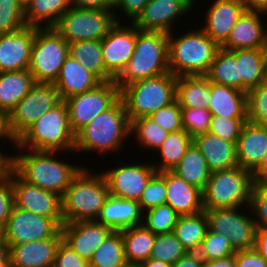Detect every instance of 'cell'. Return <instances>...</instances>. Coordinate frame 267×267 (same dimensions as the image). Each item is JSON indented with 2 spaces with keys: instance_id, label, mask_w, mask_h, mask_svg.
I'll list each match as a JSON object with an SVG mask.
<instances>
[{
  "instance_id": "7",
  "label": "cell",
  "mask_w": 267,
  "mask_h": 267,
  "mask_svg": "<svg viewBox=\"0 0 267 267\" xmlns=\"http://www.w3.org/2000/svg\"><path fill=\"white\" fill-rule=\"evenodd\" d=\"M177 77L171 72L145 78L120 89L127 115L131 120L149 116L176 99Z\"/></svg>"
},
{
  "instance_id": "61",
  "label": "cell",
  "mask_w": 267,
  "mask_h": 267,
  "mask_svg": "<svg viewBox=\"0 0 267 267\" xmlns=\"http://www.w3.org/2000/svg\"><path fill=\"white\" fill-rule=\"evenodd\" d=\"M246 11L267 13V0H241Z\"/></svg>"
},
{
  "instance_id": "65",
  "label": "cell",
  "mask_w": 267,
  "mask_h": 267,
  "mask_svg": "<svg viewBox=\"0 0 267 267\" xmlns=\"http://www.w3.org/2000/svg\"><path fill=\"white\" fill-rule=\"evenodd\" d=\"M137 267H172L171 264L149 258L147 261L141 262Z\"/></svg>"
},
{
  "instance_id": "59",
  "label": "cell",
  "mask_w": 267,
  "mask_h": 267,
  "mask_svg": "<svg viewBox=\"0 0 267 267\" xmlns=\"http://www.w3.org/2000/svg\"><path fill=\"white\" fill-rule=\"evenodd\" d=\"M254 249L267 262V229H256Z\"/></svg>"
},
{
  "instance_id": "17",
  "label": "cell",
  "mask_w": 267,
  "mask_h": 267,
  "mask_svg": "<svg viewBox=\"0 0 267 267\" xmlns=\"http://www.w3.org/2000/svg\"><path fill=\"white\" fill-rule=\"evenodd\" d=\"M136 44V26L117 22L101 40L105 70L116 79L130 61Z\"/></svg>"
},
{
  "instance_id": "34",
  "label": "cell",
  "mask_w": 267,
  "mask_h": 267,
  "mask_svg": "<svg viewBox=\"0 0 267 267\" xmlns=\"http://www.w3.org/2000/svg\"><path fill=\"white\" fill-rule=\"evenodd\" d=\"M172 172L202 192L212 173L205 157L193 142L187 148L179 164L172 169Z\"/></svg>"
},
{
  "instance_id": "18",
  "label": "cell",
  "mask_w": 267,
  "mask_h": 267,
  "mask_svg": "<svg viewBox=\"0 0 267 267\" xmlns=\"http://www.w3.org/2000/svg\"><path fill=\"white\" fill-rule=\"evenodd\" d=\"M15 206L51 219H63L61 196L29 184L12 169Z\"/></svg>"
},
{
  "instance_id": "51",
  "label": "cell",
  "mask_w": 267,
  "mask_h": 267,
  "mask_svg": "<svg viewBox=\"0 0 267 267\" xmlns=\"http://www.w3.org/2000/svg\"><path fill=\"white\" fill-rule=\"evenodd\" d=\"M249 208L256 229H267V189L261 183L252 187Z\"/></svg>"
},
{
  "instance_id": "35",
  "label": "cell",
  "mask_w": 267,
  "mask_h": 267,
  "mask_svg": "<svg viewBox=\"0 0 267 267\" xmlns=\"http://www.w3.org/2000/svg\"><path fill=\"white\" fill-rule=\"evenodd\" d=\"M71 7L70 0H27L24 16L27 25L53 27Z\"/></svg>"
},
{
  "instance_id": "41",
  "label": "cell",
  "mask_w": 267,
  "mask_h": 267,
  "mask_svg": "<svg viewBox=\"0 0 267 267\" xmlns=\"http://www.w3.org/2000/svg\"><path fill=\"white\" fill-rule=\"evenodd\" d=\"M169 132L155 123L148 116L139 117L131 120L130 135L136 139V144L141 146V151L145 153L149 149L155 152V150L163 143ZM147 149V150H146Z\"/></svg>"
},
{
  "instance_id": "24",
  "label": "cell",
  "mask_w": 267,
  "mask_h": 267,
  "mask_svg": "<svg viewBox=\"0 0 267 267\" xmlns=\"http://www.w3.org/2000/svg\"><path fill=\"white\" fill-rule=\"evenodd\" d=\"M166 204L179 215H194L204 210L202 191L172 171H164Z\"/></svg>"
},
{
  "instance_id": "42",
  "label": "cell",
  "mask_w": 267,
  "mask_h": 267,
  "mask_svg": "<svg viewBox=\"0 0 267 267\" xmlns=\"http://www.w3.org/2000/svg\"><path fill=\"white\" fill-rule=\"evenodd\" d=\"M180 215L168 204L145 210L143 212V225L153 234L172 233Z\"/></svg>"
},
{
  "instance_id": "37",
  "label": "cell",
  "mask_w": 267,
  "mask_h": 267,
  "mask_svg": "<svg viewBox=\"0 0 267 267\" xmlns=\"http://www.w3.org/2000/svg\"><path fill=\"white\" fill-rule=\"evenodd\" d=\"M191 143L192 137L185 130L170 132L163 143L155 150L161 157L156 156L160 162L155 161L156 158L153 159L154 162H150L157 172L172 171L179 164Z\"/></svg>"
},
{
  "instance_id": "44",
  "label": "cell",
  "mask_w": 267,
  "mask_h": 267,
  "mask_svg": "<svg viewBox=\"0 0 267 267\" xmlns=\"http://www.w3.org/2000/svg\"><path fill=\"white\" fill-rule=\"evenodd\" d=\"M187 251L173 233L156 235L150 258L173 265Z\"/></svg>"
},
{
  "instance_id": "9",
  "label": "cell",
  "mask_w": 267,
  "mask_h": 267,
  "mask_svg": "<svg viewBox=\"0 0 267 267\" xmlns=\"http://www.w3.org/2000/svg\"><path fill=\"white\" fill-rule=\"evenodd\" d=\"M69 56V43L54 27H38L28 71L35 82L54 83Z\"/></svg>"
},
{
  "instance_id": "6",
  "label": "cell",
  "mask_w": 267,
  "mask_h": 267,
  "mask_svg": "<svg viewBox=\"0 0 267 267\" xmlns=\"http://www.w3.org/2000/svg\"><path fill=\"white\" fill-rule=\"evenodd\" d=\"M20 148L73 153L75 134L69 126L68 108L62 100L46 111L18 139Z\"/></svg>"
},
{
  "instance_id": "8",
  "label": "cell",
  "mask_w": 267,
  "mask_h": 267,
  "mask_svg": "<svg viewBox=\"0 0 267 267\" xmlns=\"http://www.w3.org/2000/svg\"><path fill=\"white\" fill-rule=\"evenodd\" d=\"M254 184L252 172L240 166L212 172L202 192L203 208L249 206Z\"/></svg>"
},
{
  "instance_id": "47",
  "label": "cell",
  "mask_w": 267,
  "mask_h": 267,
  "mask_svg": "<svg viewBox=\"0 0 267 267\" xmlns=\"http://www.w3.org/2000/svg\"><path fill=\"white\" fill-rule=\"evenodd\" d=\"M138 203L143 212L166 203L164 171L156 172L151 177Z\"/></svg>"
},
{
  "instance_id": "20",
  "label": "cell",
  "mask_w": 267,
  "mask_h": 267,
  "mask_svg": "<svg viewBox=\"0 0 267 267\" xmlns=\"http://www.w3.org/2000/svg\"><path fill=\"white\" fill-rule=\"evenodd\" d=\"M61 231L63 241L87 261L113 232L111 228L96 220L65 223Z\"/></svg>"
},
{
  "instance_id": "49",
  "label": "cell",
  "mask_w": 267,
  "mask_h": 267,
  "mask_svg": "<svg viewBox=\"0 0 267 267\" xmlns=\"http://www.w3.org/2000/svg\"><path fill=\"white\" fill-rule=\"evenodd\" d=\"M182 127L192 138L208 132L211 122V112L207 108H181Z\"/></svg>"
},
{
  "instance_id": "1",
  "label": "cell",
  "mask_w": 267,
  "mask_h": 267,
  "mask_svg": "<svg viewBox=\"0 0 267 267\" xmlns=\"http://www.w3.org/2000/svg\"><path fill=\"white\" fill-rule=\"evenodd\" d=\"M19 154L11 156L10 167L26 182L63 196L72 180L84 168L59 158L60 151H36L15 147ZM59 154V155H57ZM73 163V164H72Z\"/></svg>"
},
{
  "instance_id": "16",
  "label": "cell",
  "mask_w": 267,
  "mask_h": 267,
  "mask_svg": "<svg viewBox=\"0 0 267 267\" xmlns=\"http://www.w3.org/2000/svg\"><path fill=\"white\" fill-rule=\"evenodd\" d=\"M197 0H150L133 22L140 31L171 33L178 19L189 15Z\"/></svg>"
},
{
  "instance_id": "55",
  "label": "cell",
  "mask_w": 267,
  "mask_h": 267,
  "mask_svg": "<svg viewBox=\"0 0 267 267\" xmlns=\"http://www.w3.org/2000/svg\"><path fill=\"white\" fill-rule=\"evenodd\" d=\"M235 262L237 267H267V262L254 248L236 251Z\"/></svg>"
},
{
  "instance_id": "63",
  "label": "cell",
  "mask_w": 267,
  "mask_h": 267,
  "mask_svg": "<svg viewBox=\"0 0 267 267\" xmlns=\"http://www.w3.org/2000/svg\"><path fill=\"white\" fill-rule=\"evenodd\" d=\"M11 153L6 155V151L0 149V178L7 174L11 165Z\"/></svg>"
},
{
  "instance_id": "60",
  "label": "cell",
  "mask_w": 267,
  "mask_h": 267,
  "mask_svg": "<svg viewBox=\"0 0 267 267\" xmlns=\"http://www.w3.org/2000/svg\"><path fill=\"white\" fill-rule=\"evenodd\" d=\"M255 183H261L267 178V151L263 155L260 164L252 171Z\"/></svg>"
},
{
  "instance_id": "30",
  "label": "cell",
  "mask_w": 267,
  "mask_h": 267,
  "mask_svg": "<svg viewBox=\"0 0 267 267\" xmlns=\"http://www.w3.org/2000/svg\"><path fill=\"white\" fill-rule=\"evenodd\" d=\"M241 91L247 93L267 77V48L236 50Z\"/></svg>"
},
{
  "instance_id": "14",
  "label": "cell",
  "mask_w": 267,
  "mask_h": 267,
  "mask_svg": "<svg viewBox=\"0 0 267 267\" xmlns=\"http://www.w3.org/2000/svg\"><path fill=\"white\" fill-rule=\"evenodd\" d=\"M64 224L63 219H51L14 206L3 230V241L9 245L43 240L55 236Z\"/></svg>"
},
{
  "instance_id": "2",
  "label": "cell",
  "mask_w": 267,
  "mask_h": 267,
  "mask_svg": "<svg viewBox=\"0 0 267 267\" xmlns=\"http://www.w3.org/2000/svg\"><path fill=\"white\" fill-rule=\"evenodd\" d=\"M130 130L131 121L123 101L119 99L75 134L73 152L93 154L95 151L99 155L105 153L106 157L110 153L118 155L125 149L126 139H131Z\"/></svg>"
},
{
  "instance_id": "36",
  "label": "cell",
  "mask_w": 267,
  "mask_h": 267,
  "mask_svg": "<svg viewBox=\"0 0 267 267\" xmlns=\"http://www.w3.org/2000/svg\"><path fill=\"white\" fill-rule=\"evenodd\" d=\"M208 229V219L203 210L194 215H180L172 233L187 252H198Z\"/></svg>"
},
{
  "instance_id": "53",
  "label": "cell",
  "mask_w": 267,
  "mask_h": 267,
  "mask_svg": "<svg viewBox=\"0 0 267 267\" xmlns=\"http://www.w3.org/2000/svg\"><path fill=\"white\" fill-rule=\"evenodd\" d=\"M149 1L150 0H116L113 11L116 21L123 22L122 17L125 16V20L128 17L129 23H133Z\"/></svg>"
},
{
  "instance_id": "57",
  "label": "cell",
  "mask_w": 267,
  "mask_h": 267,
  "mask_svg": "<svg viewBox=\"0 0 267 267\" xmlns=\"http://www.w3.org/2000/svg\"><path fill=\"white\" fill-rule=\"evenodd\" d=\"M8 139V140H7ZM0 140L4 142L7 140L10 145L14 147L17 146V139L12 134L9 126V114L3 110L0 109Z\"/></svg>"
},
{
  "instance_id": "48",
  "label": "cell",
  "mask_w": 267,
  "mask_h": 267,
  "mask_svg": "<svg viewBox=\"0 0 267 267\" xmlns=\"http://www.w3.org/2000/svg\"><path fill=\"white\" fill-rule=\"evenodd\" d=\"M247 118H229L223 116H211L208 132L223 140L237 144L243 125Z\"/></svg>"
},
{
  "instance_id": "54",
  "label": "cell",
  "mask_w": 267,
  "mask_h": 267,
  "mask_svg": "<svg viewBox=\"0 0 267 267\" xmlns=\"http://www.w3.org/2000/svg\"><path fill=\"white\" fill-rule=\"evenodd\" d=\"M53 267H89V261L62 241L57 249Z\"/></svg>"
},
{
  "instance_id": "40",
  "label": "cell",
  "mask_w": 267,
  "mask_h": 267,
  "mask_svg": "<svg viewBox=\"0 0 267 267\" xmlns=\"http://www.w3.org/2000/svg\"><path fill=\"white\" fill-rule=\"evenodd\" d=\"M89 267H130L125 259L121 231H113L96 249Z\"/></svg>"
},
{
  "instance_id": "12",
  "label": "cell",
  "mask_w": 267,
  "mask_h": 267,
  "mask_svg": "<svg viewBox=\"0 0 267 267\" xmlns=\"http://www.w3.org/2000/svg\"><path fill=\"white\" fill-rule=\"evenodd\" d=\"M120 99V88L115 80L102 82L96 88L65 99L69 126L76 134L101 112L108 110Z\"/></svg>"
},
{
  "instance_id": "5",
  "label": "cell",
  "mask_w": 267,
  "mask_h": 267,
  "mask_svg": "<svg viewBox=\"0 0 267 267\" xmlns=\"http://www.w3.org/2000/svg\"><path fill=\"white\" fill-rule=\"evenodd\" d=\"M169 71L168 34L140 31L136 27V44L133 55L125 69L115 79L121 89L145 78H151Z\"/></svg>"
},
{
  "instance_id": "33",
  "label": "cell",
  "mask_w": 267,
  "mask_h": 267,
  "mask_svg": "<svg viewBox=\"0 0 267 267\" xmlns=\"http://www.w3.org/2000/svg\"><path fill=\"white\" fill-rule=\"evenodd\" d=\"M121 234L125 259L130 267H137L150 258L156 235L143 224L121 230Z\"/></svg>"
},
{
  "instance_id": "67",
  "label": "cell",
  "mask_w": 267,
  "mask_h": 267,
  "mask_svg": "<svg viewBox=\"0 0 267 267\" xmlns=\"http://www.w3.org/2000/svg\"><path fill=\"white\" fill-rule=\"evenodd\" d=\"M2 241H3V230L0 227V242H2Z\"/></svg>"
},
{
  "instance_id": "69",
  "label": "cell",
  "mask_w": 267,
  "mask_h": 267,
  "mask_svg": "<svg viewBox=\"0 0 267 267\" xmlns=\"http://www.w3.org/2000/svg\"><path fill=\"white\" fill-rule=\"evenodd\" d=\"M19 1L22 2L23 4L27 2V0H19Z\"/></svg>"
},
{
  "instance_id": "23",
  "label": "cell",
  "mask_w": 267,
  "mask_h": 267,
  "mask_svg": "<svg viewBox=\"0 0 267 267\" xmlns=\"http://www.w3.org/2000/svg\"><path fill=\"white\" fill-rule=\"evenodd\" d=\"M263 20H265L264 13L245 10L221 48L229 51L267 48L266 21L263 22Z\"/></svg>"
},
{
  "instance_id": "3",
  "label": "cell",
  "mask_w": 267,
  "mask_h": 267,
  "mask_svg": "<svg viewBox=\"0 0 267 267\" xmlns=\"http://www.w3.org/2000/svg\"><path fill=\"white\" fill-rule=\"evenodd\" d=\"M168 34L169 71L176 77L206 76L220 48L201 28Z\"/></svg>"
},
{
  "instance_id": "15",
  "label": "cell",
  "mask_w": 267,
  "mask_h": 267,
  "mask_svg": "<svg viewBox=\"0 0 267 267\" xmlns=\"http://www.w3.org/2000/svg\"><path fill=\"white\" fill-rule=\"evenodd\" d=\"M100 172L105 177L112 196L139 201L151 177L157 172L148 161L125 162Z\"/></svg>"
},
{
  "instance_id": "50",
  "label": "cell",
  "mask_w": 267,
  "mask_h": 267,
  "mask_svg": "<svg viewBox=\"0 0 267 267\" xmlns=\"http://www.w3.org/2000/svg\"><path fill=\"white\" fill-rule=\"evenodd\" d=\"M148 117L169 133L183 130L182 111L176 99L156 112L151 113Z\"/></svg>"
},
{
  "instance_id": "43",
  "label": "cell",
  "mask_w": 267,
  "mask_h": 267,
  "mask_svg": "<svg viewBox=\"0 0 267 267\" xmlns=\"http://www.w3.org/2000/svg\"><path fill=\"white\" fill-rule=\"evenodd\" d=\"M246 94L247 121L267 127V77Z\"/></svg>"
},
{
  "instance_id": "28",
  "label": "cell",
  "mask_w": 267,
  "mask_h": 267,
  "mask_svg": "<svg viewBox=\"0 0 267 267\" xmlns=\"http://www.w3.org/2000/svg\"><path fill=\"white\" fill-rule=\"evenodd\" d=\"M236 149L238 165L252 172L260 164L267 151V127L246 121L238 138Z\"/></svg>"
},
{
  "instance_id": "13",
  "label": "cell",
  "mask_w": 267,
  "mask_h": 267,
  "mask_svg": "<svg viewBox=\"0 0 267 267\" xmlns=\"http://www.w3.org/2000/svg\"><path fill=\"white\" fill-rule=\"evenodd\" d=\"M62 101L53 83L36 82L9 113V126L18 139L42 114Z\"/></svg>"
},
{
  "instance_id": "38",
  "label": "cell",
  "mask_w": 267,
  "mask_h": 267,
  "mask_svg": "<svg viewBox=\"0 0 267 267\" xmlns=\"http://www.w3.org/2000/svg\"><path fill=\"white\" fill-rule=\"evenodd\" d=\"M69 55L86 66L102 82L115 80L104 66L101 40H85L69 43Z\"/></svg>"
},
{
  "instance_id": "29",
  "label": "cell",
  "mask_w": 267,
  "mask_h": 267,
  "mask_svg": "<svg viewBox=\"0 0 267 267\" xmlns=\"http://www.w3.org/2000/svg\"><path fill=\"white\" fill-rule=\"evenodd\" d=\"M211 115L247 118V94L237 88L210 82Z\"/></svg>"
},
{
  "instance_id": "62",
  "label": "cell",
  "mask_w": 267,
  "mask_h": 267,
  "mask_svg": "<svg viewBox=\"0 0 267 267\" xmlns=\"http://www.w3.org/2000/svg\"><path fill=\"white\" fill-rule=\"evenodd\" d=\"M203 267H237L235 255L212 261H204Z\"/></svg>"
},
{
  "instance_id": "25",
  "label": "cell",
  "mask_w": 267,
  "mask_h": 267,
  "mask_svg": "<svg viewBox=\"0 0 267 267\" xmlns=\"http://www.w3.org/2000/svg\"><path fill=\"white\" fill-rule=\"evenodd\" d=\"M102 81L86 66L78 63L70 55L61 66L58 78L53 83L62 100L73 95L90 91L100 85Z\"/></svg>"
},
{
  "instance_id": "19",
  "label": "cell",
  "mask_w": 267,
  "mask_h": 267,
  "mask_svg": "<svg viewBox=\"0 0 267 267\" xmlns=\"http://www.w3.org/2000/svg\"><path fill=\"white\" fill-rule=\"evenodd\" d=\"M37 26L0 34V72L28 70Z\"/></svg>"
},
{
  "instance_id": "45",
  "label": "cell",
  "mask_w": 267,
  "mask_h": 267,
  "mask_svg": "<svg viewBox=\"0 0 267 267\" xmlns=\"http://www.w3.org/2000/svg\"><path fill=\"white\" fill-rule=\"evenodd\" d=\"M27 25L24 4L19 0H0V34H8Z\"/></svg>"
},
{
  "instance_id": "11",
  "label": "cell",
  "mask_w": 267,
  "mask_h": 267,
  "mask_svg": "<svg viewBox=\"0 0 267 267\" xmlns=\"http://www.w3.org/2000/svg\"><path fill=\"white\" fill-rule=\"evenodd\" d=\"M204 211L209 230L228 238L235 251L254 248L256 225L249 206L204 209Z\"/></svg>"
},
{
  "instance_id": "52",
  "label": "cell",
  "mask_w": 267,
  "mask_h": 267,
  "mask_svg": "<svg viewBox=\"0 0 267 267\" xmlns=\"http://www.w3.org/2000/svg\"><path fill=\"white\" fill-rule=\"evenodd\" d=\"M15 206L14 193L12 188V168L10 167L7 174L0 178V227L6 225L12 210Z\"/></svg>"
},
{
  "instance_id": "26",
  "label": "cell",
  "mask_w": 267,
  "mask_h": 267,
  "mask_svg": "<svg viewBox=\"0 0 267 267\" xmlns=\"http://www.w3.org/2000/svg\"><path fill=\"white\" fill-rule=\"evenodd\" d=\"M96 221L113 231H121L141 225L143 211L138 201L109 195Z\"/></svg>"
},
{
  "instance_id": "10",
  "label": "cell",
  "mask_w": 267,
  "mask_h": 267,
  "mask_svg": "<svg viewBox=\"0 0 267 267\" xmlns=\"http://www.w3.org/2000/svg\"><path fill=\"white\" fill-rule=\"evenodd\" d=\"M117 23L113 11L69 8L53 26L68 42L102 40Z\"/></svg>"
},
{
  "instance_id": "4",
  "label": "cell",
  "mask_w": 267,
  "mask_h": 267,
  "mask_svg": "<svg viewBox=\"0 0 267 267\" xmlns=\"http://www.w3.org/2000/svg\"><path fill=\"white\" fill-rule=\"evenodd\" d=\"M91 170L84 166L61 197L64 224L96 220L110 195L103 174Z\"/></svg>"
},
{
  "instance_id": "21",
  "label": "cell",
  "mask_w": 267,
  "mask_h": 267,
  "mask_svg": "<svg viewBox=\"0 0 267 267\" xmlns=\"http://www.w3.org/2000/svg\"><path fill=\"white\" fill-rule=\"evenodd\" d=\"M211 4L203 16L204 27L200 28L221 47L245 8L241 0H213Z\"/></svg>"
},
{
  "instance_id": "46",
  "label": "cell",
  "mask_w": 267,
  "mask_h": 267,
  "mask_svg": "<svg viewBox=\"0 0 267 267\" xmlns=\"http://www.w3.org/2000/svg\"><path fill=\"white\" fill-rule=\"evenodd\" d=\"M198 253L204 261H212L233 256L236 251L228 238L208 229Z\"/></svg>"
},
{
  "instance_id": "31",
  "label": "cell",
  "mask_w": 267,
  "mask_h": 267,
  "mask_svg": "<svg viewBox=\"0 0 267 267\" xmlns=\"http://www.w3.org/2000/svg\"><path fill=\"white\" fill-rule=\"evenodd\" d=\"M35 83L28 70L0 72V109L9 114Z\"/></svg>"
},
{
  "instance_id": "58",
  "label": "cell",
  "mask_w": 267,
  "mask_h": 267,
  "mask_svg": "<svg viewBox=\"0 0 267 267\" xmlns=\"http://www.w3.org/2000/svg\"><path fill=\"white\" fill-rule=\"evenodd\" d=\"M204 260L198 252H187L172 267H203Z\"/></svg>"
},
{
  "instance_id": "56",
  "label": "cell",
  "mask_w": 267,
  "mask_h": 267,
  "mask_svg": "<svg viewBox=\"0 0 267 267\" xmlns=\"http://www.w3.org/2000/svg\"><path fill=\"white\" fill-rule=\"evenodd\" d=\"M75 8L102 9L114 11L116 0H70Z\"/></svg>"
},
{
  "instance_id": "27",
  "label": "cell",
  "mask_w": 267,
  "mask_h": 267,
  "mask_svg": "<svg viewBox=\"0 0 267 267\" xmlns=\"http://www.w3.org/2000/svg\"><path fill=\"white\" fill-rule=\"evenodd\" d=\"M192 142L205 157L211 172L239 166L236 143L223 140L209 132L194 136Z\"/></svg>"
},
{
  "instance_id": "68",
  "label": "cell",
  "mask_w": 267,
  "mask_h": 267,
  "mask_svg": "<svg viewBox=\"0 0 267 267\" xmlns=\"http://www.w3.org/2000/svg\"><path fill=\"white\" fill-rule=\"evenodd\" d=\"M261 184L267 189V178L263 180Z\"/></svg>"
},
{
  "instance_id": "39",
  "label": "cell",
  "mask_w": 267,
  "mask_h": 267,
  "mask_svg": "<svg viewBox=\"0 0 267 267\" xmlns=\"http://www.w3.org/2000/svg\"><path fill=\"white\" fill-rule=\"evenodd\" d=\"M206 77L212 83L231 86L241 90V77H239V63L236 61V50H217Z\"/></svg>"
},
{
  "instance_id": "66",
  "label": "cell",
  "mask_w": 267,
  "mask_h": 267,
  "mask_svg": "<svg viewBox=\"0 0 267 267\" xmlns=\"http://www.w3.org/2000/svg\"><path fill=\"white\" fill-rule=\"evenodd\" d=\"M266 16H267V13H264L265 18H267ZM265 32H266V44H267V23L265 24Z\"/></svg>"
},
{
  "instance_id": "22",
  "label": "cell",
  "mask_w": 267,
  "mask_h": 267,
  "mask_svg": "<svg viewBox=\"0 0 267 267\" xmlns=\"http://www.w3.org/2000/svg\"><path fill=\"white\" fill-rule=\"evenodd\" d=\"M62 241L63 233L60 230L51 238L9 245L10 267H53Z\"/></svg>"
},
{
  "instance_id": "64",
  "label": "cell",
  "mask_w": 267,
  "mask_h": 267,
  "mask_svg": "<svg viewBox=\"0 0 267 267\" xmlns=\"http://www.w3.org/2000/svg\"><path fill=\"white\" fill-rule=\"evenodd\" d=\"M0 267H10V250L4 242H0Z\"/></svg>"
},
{
  "instance_id": "32",
  "label": "cell",
  "mask_w": 267,
  "mask_h": 267,
  "mask_svg": "<svg viewBox=\"0 0 267 267\" xmlns=\"http://www.w3.org/2000/svg\"><path fill=\"white\" fill-rule=\"evenodd\" d=\"M176 100L181 108H209L210 81L206 76L177 77Z\"/></svg>"
}]
</instances>
